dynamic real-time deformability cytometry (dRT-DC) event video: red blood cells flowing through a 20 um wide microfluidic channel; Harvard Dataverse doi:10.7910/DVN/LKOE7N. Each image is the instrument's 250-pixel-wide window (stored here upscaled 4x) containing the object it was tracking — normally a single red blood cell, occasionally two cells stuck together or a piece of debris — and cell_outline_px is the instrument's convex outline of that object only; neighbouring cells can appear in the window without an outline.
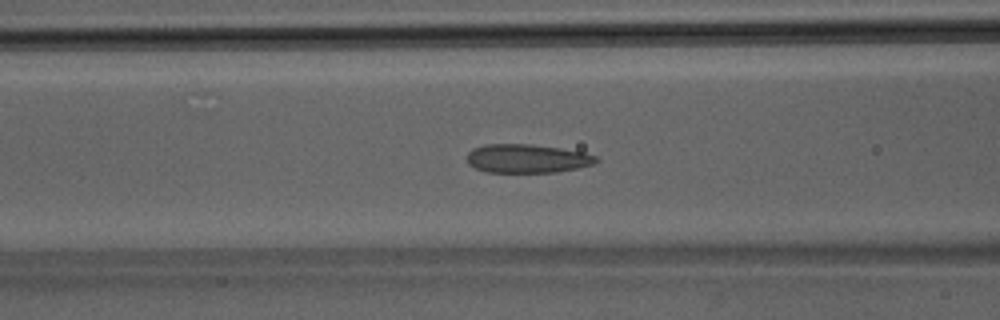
{"species": "Egyptian fruit bat (a non-hibernating species)", "species_latin": "Rousettus aegyptiacus", "temperature_condition": "room temperature", "stored_images_in_passage": 29, "camera_frame_rate_fps": 3000, "um_per_image_px": 0.085, "animal": {"sex": "male"}, "frame": {"image": 1, "passage_image": 5, "time_ms": 1.333, "image_size_px": [1000, 320], "cell_outline_px": [[600, 160], [592, 164], [580, 168], [556, 172], [484, 172], [468, 164], [468, 152], [472, 148], [484, 144], [532, 144], [560, 148], [584, 152], [596, 156]], "centroid_in_image_um": [44.8, 13.47], "position_along_channel_um": 121.8, "area_um2": 21.73}}
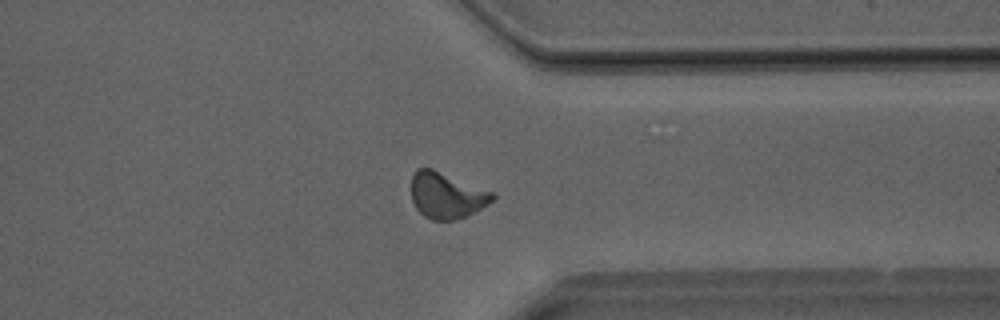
{"frame": {"image": 2, "passage_image": 20, "time_ms": 6.333, "image_size_px": [1000, 320], "cell_outline_px": [[496, 196], [488, 204], [476, 212], [452, 220], [432, 220], [424, 216], [416, 208], [412, 200], [412, 176], [416, 168], [432, 168], [496, 192]], "centroid_in_image_um": [37.99, 16.59], "position_along_channel_um": 373.4, "area_um2": 21.96}}
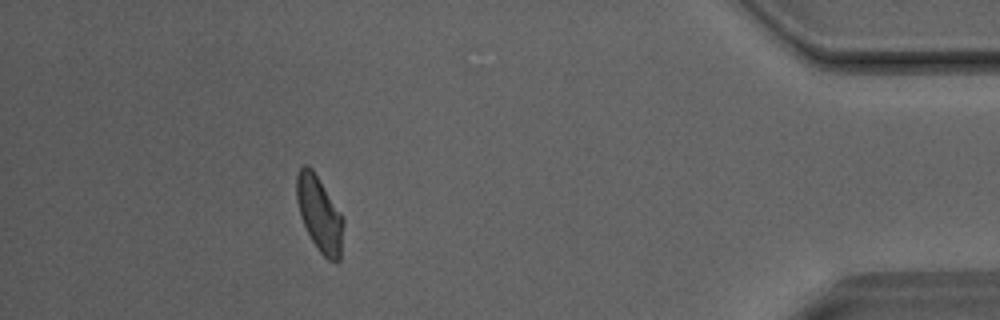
{"frame": {"image": 3, "passage_image": 25, "time_ms": 8.0, "image_size_px": [1000, 320], "cell_outline_px": [[344, 224], [340, 260], [336, 264], [328, 260], [320, 252], [312, 240], [300, 216], [296, 200], [296, 176], [300, 168], [304, 164], [308, 164], [312, 168], [344, 216]], "centroid_in_image_um": [27.17, 18.19], "position_along_channel_um": 408.0, "area_um2": 20.81}}